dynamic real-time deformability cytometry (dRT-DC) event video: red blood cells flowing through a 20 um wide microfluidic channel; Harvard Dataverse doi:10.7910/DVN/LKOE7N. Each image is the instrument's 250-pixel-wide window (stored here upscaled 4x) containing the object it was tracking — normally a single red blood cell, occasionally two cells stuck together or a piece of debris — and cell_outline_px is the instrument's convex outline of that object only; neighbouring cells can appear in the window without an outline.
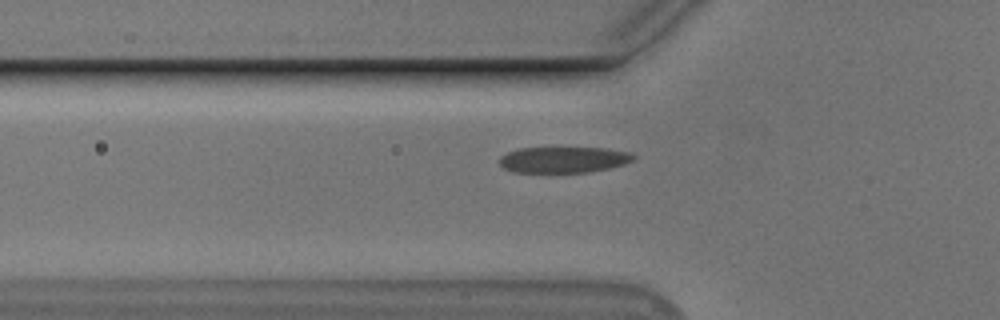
{"species": "Egyptian fruit bat (a non-hibernating species)", "species_latin": "Rousettus aegyptiacus", "temperature_condition": "cold", "stored_images_in_passage": 35, "camera_frame_rate_fps": 3000, "um_per_image_px": 0.085, "animal": {"sex": "male"}, "frame": {"image": 1, "passage_image": 4, "time_ms": 1.0, "image_size_px": [1000, 320], "cell_outline_px": [[636, 160], [624, 164], [608, 168], [588, 172], [512, 172], [504, 168], [500, 164], [500, 156], [508, 152], [520, 148], [604, 148], [632, 152], [636, 156]], "centroid_in_image_um": [47.94, 13.57], "position_along_channel_um": 77.9, "area_um2": 20.35}}
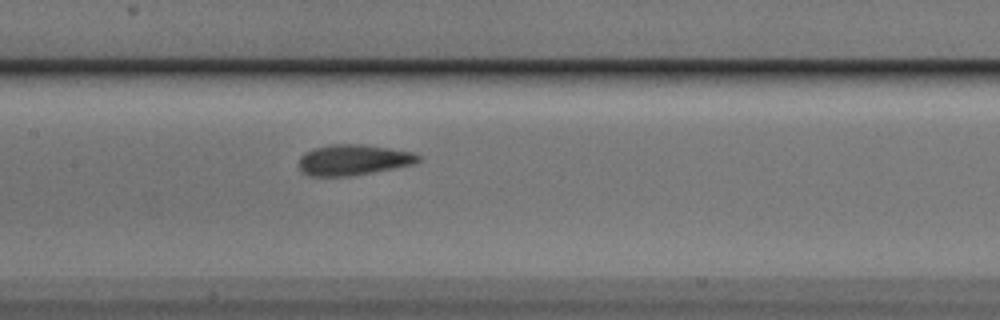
{"frame": {"image": 2, "passage_image": 12, "time_ms": 3.667, "image_size_px": [1000, 320], "cell_outline_px": [[420, 160], [416, 164], [372, 172], [348, 176], [308, 176], [300, 172], [300, 156], [304, 152], [312, 148], [332, 144], [360, 144], [388, 148], [412, 152], [420, 156]], "centroid_in_image_um": [30.0, 13.59], "position_along_channel_um": 177.4, "area_um2": 21.39}}
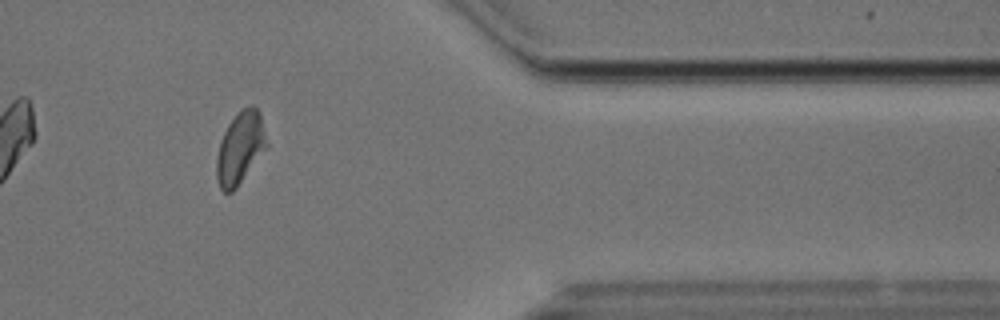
{"frame": {"image": 3, "passage_image": 31, "time_ms": 10.0, "image_size_px": [1000, 320], "cell_outline_px": [[268, 148], [236, 188], [232, 192], [224, 192], [220, 188], [216, 176], [216, 156], [220, 140], [228, 124], [236, 112], [240, 108], [252, 104], [260, 112], [268, 144]], "centroid_in_image_um": [20.42, 12.55], "position_along_channel_um": 391.0, "area_um2": 21.44}}